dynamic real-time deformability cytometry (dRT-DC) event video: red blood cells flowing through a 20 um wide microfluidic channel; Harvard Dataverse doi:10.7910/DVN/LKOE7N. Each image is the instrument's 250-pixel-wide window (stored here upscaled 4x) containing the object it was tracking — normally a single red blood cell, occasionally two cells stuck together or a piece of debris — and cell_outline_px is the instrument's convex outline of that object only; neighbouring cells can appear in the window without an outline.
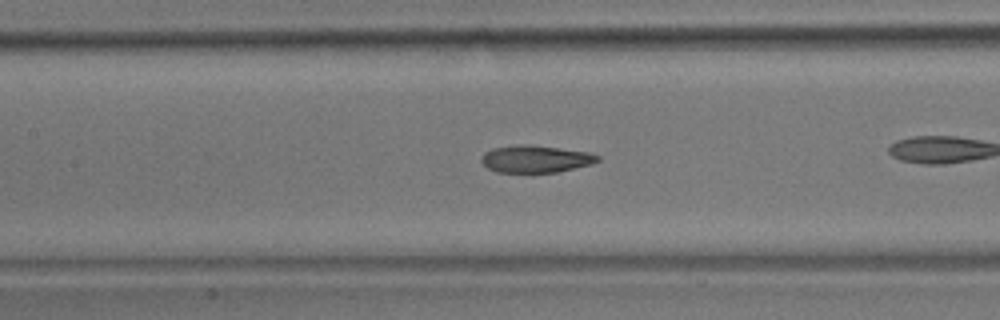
{"species": "common noctule bat (a hibernating species)", "species_latin": "Nyctalus noctula", "temperature_condition": "room temperature", "stored_images_in_passage": 28, "camera_frame_rate_fps": 3000, "um_per_image_px": 0.085, "animal": {"sex": "male", "body_mass_g": 17.9}, "frame": {"image": 1, "passage_image": 9, "time_ms": 2.667, "image_size_px": [1000, 320], "cell_outline_px": [[600, 160], [592, 164], [556, 172], [532, 176], [496, 172], [488, 168], [480, 160], [484, 152], [492, 148], [520, 144], [528, 144], [588, 152], [600, 156]], "centroid_in_image_um": [45.48, 13.56], "position_along_channel_um": 161.9, "area_um2": 19.25}, "authors_computed_cell_mechanics": {"area_um2": 18.6116, "velocity_mm_per_s": 3.7219, "shape_relaxation_time_tau1_ms": null, "shape_relaxation_time_tau2_ms": 2.0881, "deformation_change_tau1": null, "deformation_change_tau2": 0.0845}}